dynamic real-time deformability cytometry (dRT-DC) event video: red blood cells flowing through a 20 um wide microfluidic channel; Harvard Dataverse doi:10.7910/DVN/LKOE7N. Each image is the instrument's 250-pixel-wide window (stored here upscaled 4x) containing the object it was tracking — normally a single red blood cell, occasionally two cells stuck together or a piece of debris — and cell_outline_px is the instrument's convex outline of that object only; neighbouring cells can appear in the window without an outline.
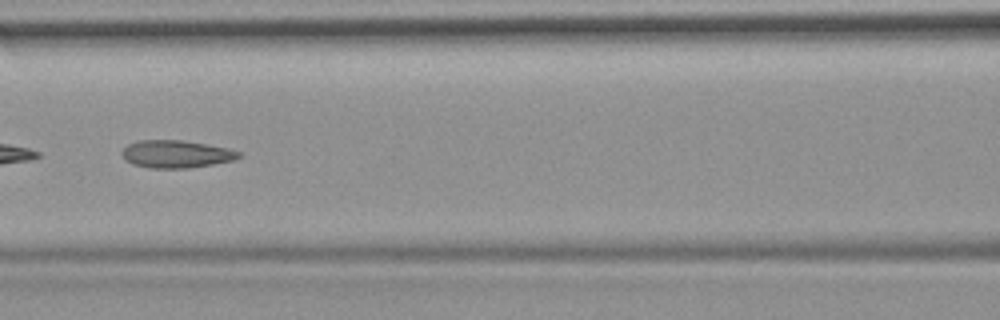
{"species": "common noctule bat (a hibernating species)", "species_latin": "Nyctalus noctula", "temperature_condition": "room temperature", "stored_images_in_passage": 4, "camera_frame_rate_fps": 3000, "um_per_image_px": 0.085, "animal": {"sex": "female", "body_mass_g": 19.9}, "frame": {"image": 1, "passage_image": 4, "time_ms": 3.667, "image_size_px": [1000, 320], "cell_outline_px": [[240, 156], [232, 160], [212, 164], [188, 168], [148, 168], [132, 164], [124, 160], [120, 152], [128, 144], [140, 140], [180, 140], [208, 144], [228, 148], [240, 152]], "centroid_in_image_um": [14.92, 13.09], "position_along_channel_um": 151.7, "area_um2": 18.79}}